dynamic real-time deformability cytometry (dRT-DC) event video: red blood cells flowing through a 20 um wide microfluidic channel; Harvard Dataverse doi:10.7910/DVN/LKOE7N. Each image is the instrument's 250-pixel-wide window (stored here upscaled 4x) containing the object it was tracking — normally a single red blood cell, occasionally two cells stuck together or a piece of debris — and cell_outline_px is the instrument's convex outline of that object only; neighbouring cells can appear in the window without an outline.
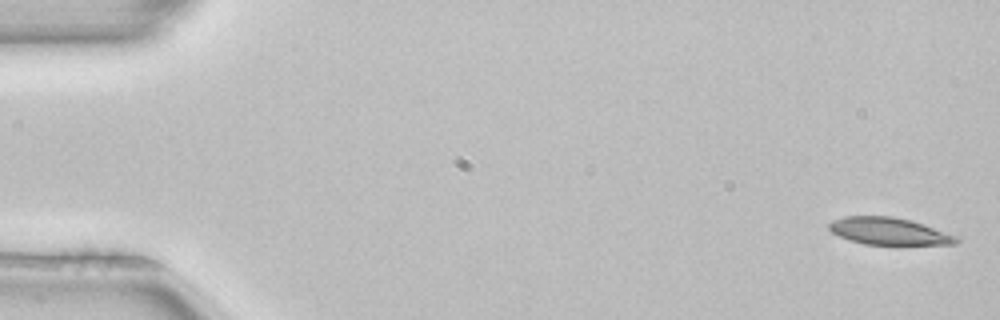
{"species": "common noctule bat (a hibernating species)", "species_latin": "Nyctalus noctula", "temperature_condition": "room temperature", "stored_images_in_passage": 4, "camera_frame_rate_fps": 3000, "um_per_image_px": 0.085, "animal": {"sex": "female", "body_mass_g": 22.7, "forearm_length_mm": 54.2}, "frame": {"image": 1, "passage_image": 1, "time_ms": 0.0, "image_size_px": [1000, 320], "cell_outline_px": [[960, 240], [956, 244], [864, 244], [840, 236], [832, 232], [828, 228], [828, 224], [832, 220], [844, 216], [892, 216], [912, 220], [960, 236]], "centroid_in_image_um": [75.61, 19.64], "position_along_channel_um": 9.4, "area_um2": 20.17}}
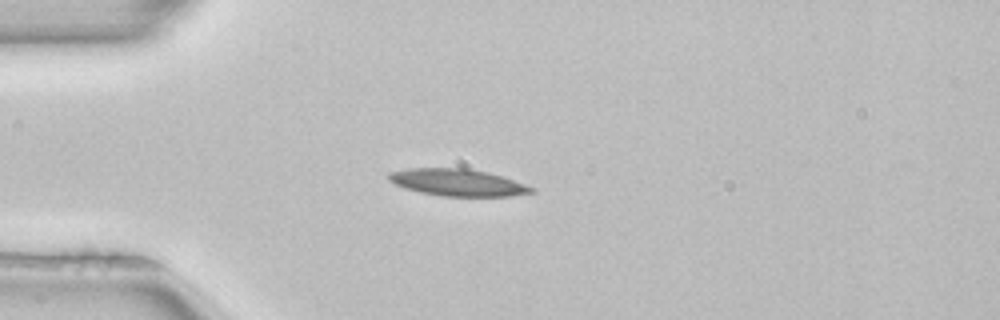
{"frame": {"image": 2, "passage_image": 4, "time_ms": 1.0, "image_size_px": [1000, 320], "cell_outline_px": [[536, 192], [508, 196], [440, 196], [420, 192], [396, 184], [388, 180], [388, 172], [408, 168], [464, 168], [488, 172], [536, 188]], "centroid_in_image_um": [38.89, 15.51], "position_along_channel_um": 46.1, "area_um2": 22.25}}